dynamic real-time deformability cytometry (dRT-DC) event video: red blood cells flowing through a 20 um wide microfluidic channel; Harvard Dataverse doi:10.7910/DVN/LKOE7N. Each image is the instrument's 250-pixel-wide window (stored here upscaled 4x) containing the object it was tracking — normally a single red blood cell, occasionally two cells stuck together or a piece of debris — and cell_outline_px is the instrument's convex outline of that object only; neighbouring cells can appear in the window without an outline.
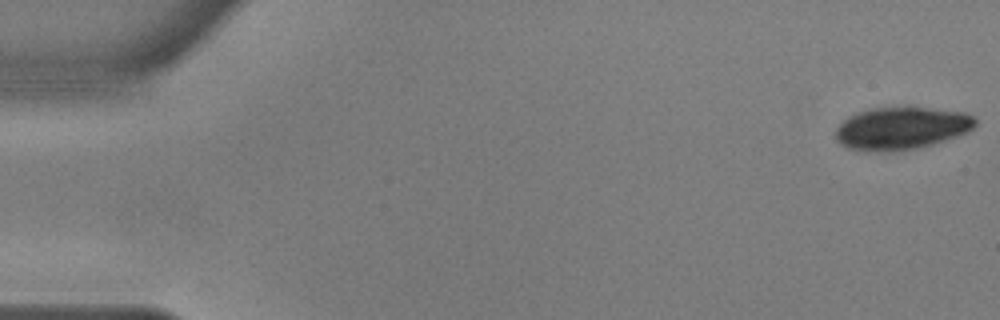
{"species": "common noctule bat (a hibernating species)", "species_latin": "Nyctalus noctula", "temperature_condition": "warm", "stored_images_in_passage": 55, "camera_frame_rate_fps": 3000, "um_per_image_px": 0.085, "animal": {"sex": "male", "body_mass_g": 17.9, "forearm_length_mm": 54.2}, "frame": {"image": 1, "passage_image": 1, "time_ms": 0.0, "image_size_px": [1000, 320], "cell_outline_px": [[976, 124], [968, 132], [932, 144], [916, 148], [888, 152], [864, 152], [848, 148], [840, 144], [836, 140], [836, 128], [848, 116], [856, 112], [872, 108], [908, 104], [964, 112], [972, 116], [976, 120]], "centroid_in_image_um": [76.59, 10.87], "position_along_channel_um": 8.4, "area_um2": 35.6}}